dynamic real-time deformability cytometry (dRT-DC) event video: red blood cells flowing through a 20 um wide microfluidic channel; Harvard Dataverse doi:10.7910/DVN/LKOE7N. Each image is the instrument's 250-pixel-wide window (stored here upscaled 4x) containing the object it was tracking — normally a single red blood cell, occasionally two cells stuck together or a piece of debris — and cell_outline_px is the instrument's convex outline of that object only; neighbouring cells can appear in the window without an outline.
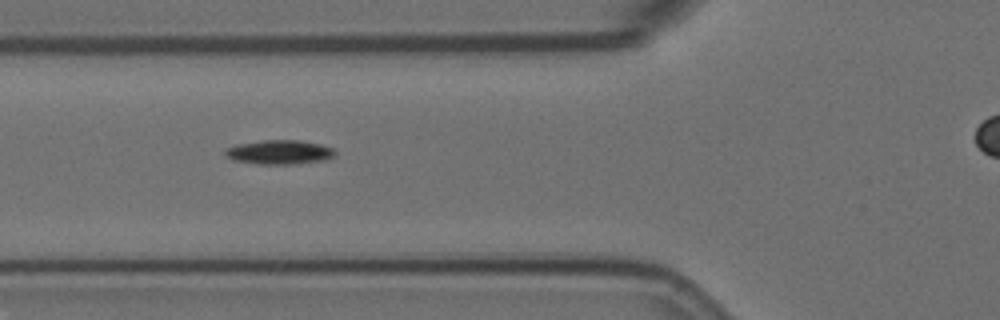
{"species": "Egyptian fruit bat (a non-hibernating species)", "species_latin": "Rousettus aegyptiacus", "temperature_condition": "room temperature", "stored_images_in_passage": 7, "camera_frame_rate_fps": 3000, "um_per_image_px": 0.085, "animal": {"sex": "female"}, "frame": {"image": 1, "passage_image": 2, "time_ms": 0.333, "image_size_px": [1000, 320], "cell_outline_px": [[336, 152], [328, 160], [292, 164], [260, 164], [232, 160], [224, 156], [224, 152], [228, 148], [236, 144], [264, 140], [300, 140], [320, 144], [332, 148]], "centroid_in_image_um": [23.73, 12.93], "position_along_channel_um": 102.1, "area_um2": 15.55}}
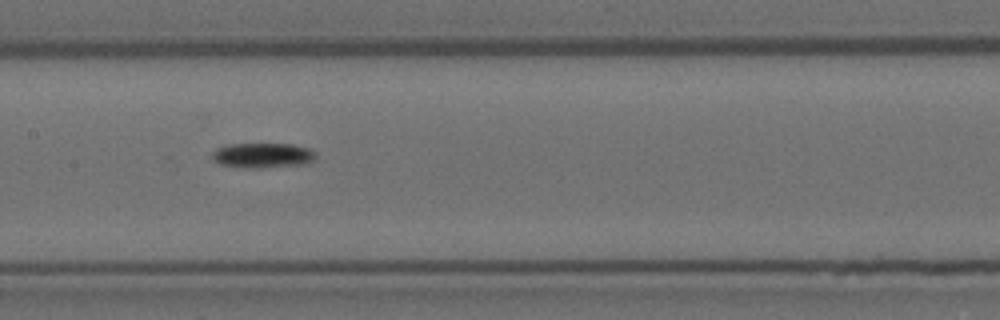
{"frame": {"image": 2, "passage_image": 4, "time_ms": 1.0, "image_size_px": [1000, 320], "cell_outline_px": [[316, 160], [308, 164], [260, 168], [240, 168], [220, 164], [212, 160], [212, 152], [216, 148], [232, 144], [292, 144], [308, 148], [316, 152]], "centroid_in_image_um": [22.35, 13.22], "position_along_channel_um": 185.0, "area_um2": 15.37}}
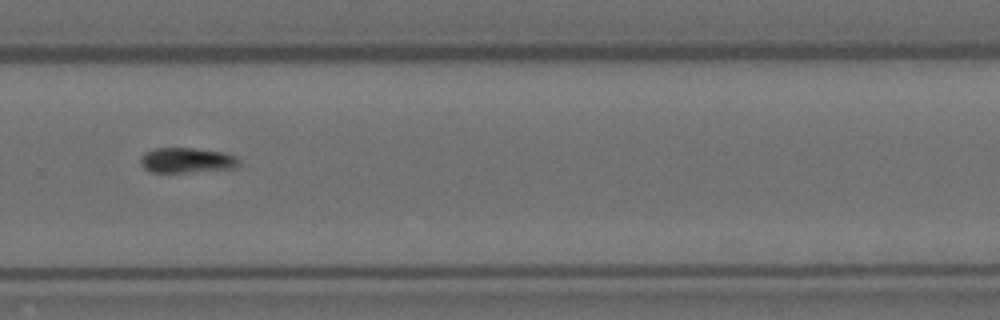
{"frame": {"image": 3, "passage_image": 7, "time_ms": 2.0, "image_size_px": [1000, 320], "cell_outline_px": [[236, 164], [232, 168], [188, 172], [148, 172], [140, 164], [140, 156], [144, 152], [156, 148], [192, 148], [224, 152], [236, 156]], "centroid_in_image_um": [15.77, 13.61], "position_along_channel_um": 314.0, "area_um2": 14.28}}